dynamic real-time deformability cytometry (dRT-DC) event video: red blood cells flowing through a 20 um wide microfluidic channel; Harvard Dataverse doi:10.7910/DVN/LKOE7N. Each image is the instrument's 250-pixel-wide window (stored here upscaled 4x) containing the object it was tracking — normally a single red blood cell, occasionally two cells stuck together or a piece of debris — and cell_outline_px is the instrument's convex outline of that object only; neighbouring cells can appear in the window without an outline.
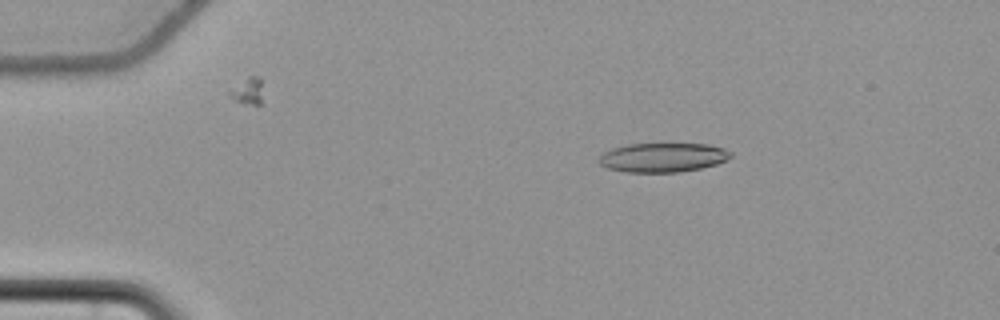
{"species": "common noctule bat (a hibernating species)", "species_latin": "Nyctalus noctula", "temperature_condition": "cold", "stored_images_in_passage": 49, "camera_frame_rate_fps": 3000, "um_per_image_px": 0.085, "animal": {"sex": "female", "body_mass_g": 22.7, "forearm_length_mm": 54.2}, "frame": {"image": 1, "passage_image": 4, "time_ms": 1.0, "image_size_px": [1000, 320], "cell_outline_px": [[732, 156], [728, 160], [716, 164], [700, 168], [680, 172], [624, 172], [608, 168], [600, 164], [596, 160], [604, 152], [612, 148], [628, 144], [708, 144], [724, 148], [732, 152]], "centroid_in_image_um": [56.35, 13.38], "position_along_channel_um": 28.7, "area_um2": 22.54}}
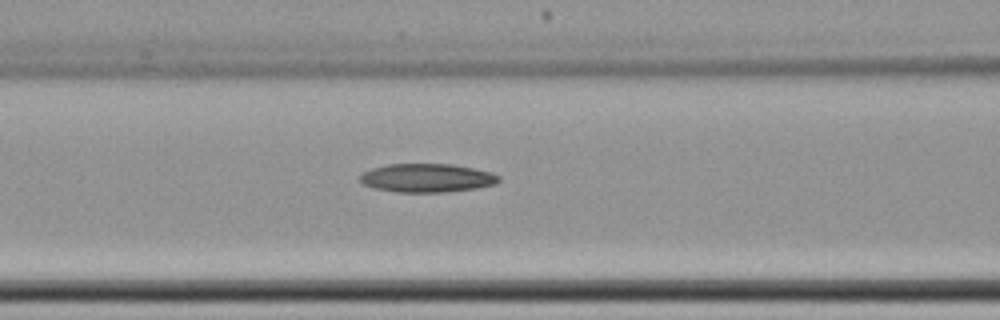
{"frame": {"image": 2, "passage_image": 18, "time_ms": 5.667, "image_size_px": [1000, 320], "cell_outline_px": [[500, 180], [496, 184], [476, 188], [448, 192], [396, 192], [372, 188], [360, 184], [360, 176], [364, 172], [372, 168], [388, 164], [452, 164], [492, 172], [500, 176]], "centroid_in_image_um": [36.28, 15.13], "position_along_channel_um": 130.3, "area_um2": 23.29}}
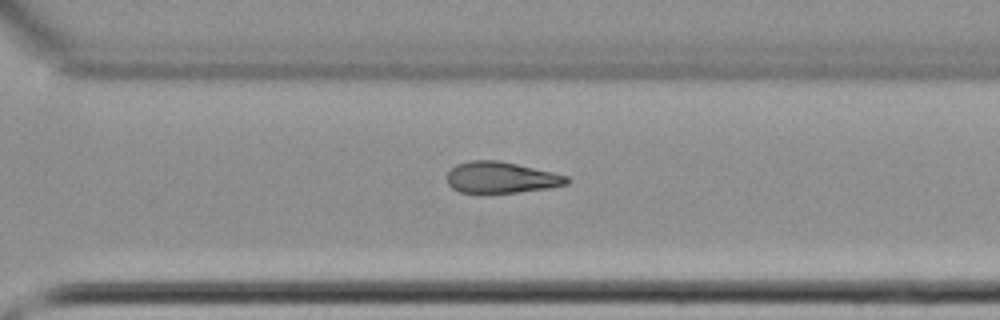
{"frame": {"image": 3, "passage_image": 34, "time_ms": 11.0, "image_size_px": [1000, 320], "cell_outline_px": [[572, 180], [568, 184], [548, 188], [516, 192], [460, 192], [452, 188], [448, 184], [448, 172], [456, 164], [468, 160], [500, 160], [552, 172], [568, 176]], "centroid_in_image_um": [42.61, 15.07], "position_along_channel_um": 328.0, "area_um2": 21.73}}